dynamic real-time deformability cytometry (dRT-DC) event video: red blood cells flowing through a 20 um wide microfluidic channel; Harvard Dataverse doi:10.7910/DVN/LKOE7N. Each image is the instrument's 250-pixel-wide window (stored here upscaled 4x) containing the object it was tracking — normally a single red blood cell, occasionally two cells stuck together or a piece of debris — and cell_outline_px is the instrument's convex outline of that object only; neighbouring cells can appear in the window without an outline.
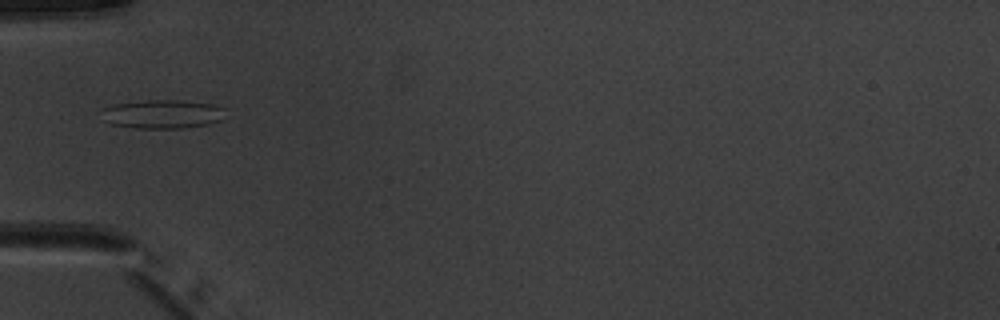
{"species": "common noctule bat (a hibernating species)", "species_latin": "Nyctalus noctula", "temperature_condition": "warm", "stored_images_in_passage": 2, "camera_frame_rate_fps": 3000, "um_per_image_px": 0.085, "animal": {"sex": "male", "body_mass_g": 20.1, "forearm_length_mm": 53.5}, "frame": {"image": 1, "passage_image": 1, "time_ms": 0.0, "image_size_px": [1000, 320], "cell_outline_px": [[228, 108], [224, 120], [208, 124], [184, 128], [136, 128], [112, 124], [104, 120], [100, 108], [112, 104], [148, 100], [180, 100], [216, 104]], "centroid_in_image_um": [13.88, 9.69], "position_along_channel_um": 71.1, "area_um2": 21.27}}